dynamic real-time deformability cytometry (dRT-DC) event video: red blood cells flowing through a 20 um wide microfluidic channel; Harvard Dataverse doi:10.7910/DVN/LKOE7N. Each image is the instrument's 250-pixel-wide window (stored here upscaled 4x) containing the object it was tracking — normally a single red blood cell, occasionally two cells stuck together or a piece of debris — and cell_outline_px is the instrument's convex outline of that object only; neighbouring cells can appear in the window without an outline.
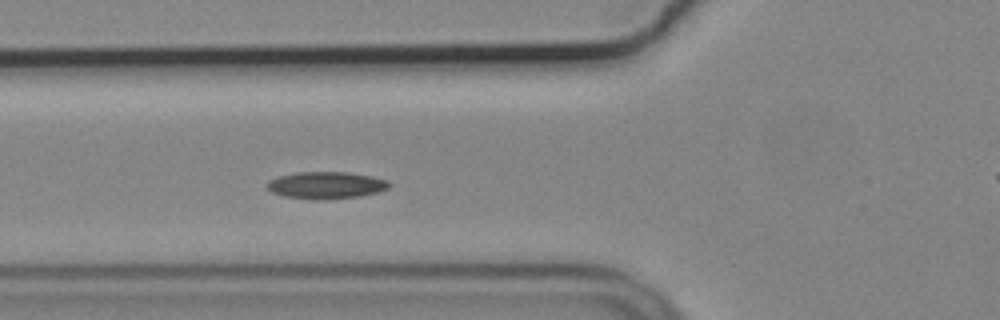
{"species": "common noctule bat (a hibernating species)", "species_latin": "Nyctalus noctula", "temperature_condition": "cold", "stored_images_in_passage": 12, "camera_frame_rate_fps": 3000, "um_per_image_px": 0.085, "animal": {"sex": "male", "body_mass_g": 19.2, "forearm_length_mm": 51.8}, "frame": {"image": 1, "passage_image": 9, "time_ms": 2.667, "image_size_px": [1000, 320], "cell_outline_px": [[392, 184], [388, 188], [376, 192], [360, 196], [324, 200], [284, 196], [272, 192], [268, 188], [268, 180], [276, 176], [296, 172], [348, 172], [372, 176], [388, 180]], "centroid_in_image_um": [27.73, 15.73], "position_along_channel_um": 98.1, "area_um2": 19.25}}